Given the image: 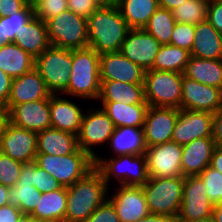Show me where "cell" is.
Returning <instances> with one entry per match:
<instances>
[{
  "label": "cell",
  "instance_id": "836d02e7",
  "mask_svg": "<svg viewBox=\"0 0 222 222\" xmlns=\"http://www.w3.org/2000/svg\"><path fill=\"white\" fill-rule=\"evenodd\" d=\"M190 56L186 49L171 44L161 45L151 69L183 74Z\"/></svg>",
  "mask_w": 222,
  "mask_h": 222
},
{
  "label": "cell",
  "instance_id": "4fadbf2b",
  "mask_svg": "<svg viewBox=\"0 0 222 222\" xmlns=\"http://www.w3.org/2000/svg\"><path fill=\"white\" fill-rule=\"evenodd\" d=\"M0 152L23 164L34 162L37 154V132L9 122L0 136Z\"/></svg>",
  "mask_w": 222,
  "mask_h": 222
},
{
  "label": "cell",
  "instance_id": "d6a6232c",
  "mask_svg": "<svg viewBox=\"0 0 222 222\" xmlns=\"http://www.w3.org/2000/svg\"><path fill=\"white\" fill-rule=\"evenodd\" d=\"M109 143L115 155L142 154L146 150L142 128H115Z\"/></svg>",
  "mask_w": 222,
  "mask_h": 222
},
{
  "label": "cell",
  "instance_id": "e575fe53",
  "mask_svg": "<svg viewBox=\"0 0 222 222\" xmlns=\"http://www.w3.org/2000/svg\"><path fill=\"white\" fill-rule=\"evenodd\" d=\"M34 16V8L27 4L21 11L14 15L0 17V46L15 41L20 30Z\"/></svg>",
  "mask_w": 222,
  "mask_h": 222
},
{
  "label": "cell",
  "instance_id": "d4e9b609",
  "mask_svg": "<svg viewBox=\"0 0 222 222\" xmlns=\"http://www.w3.org/2000/svg\"><path fill=\"white\" fill-rule=\"evenodd\" d=\"M79 149L77 135L55 128L37 132V153L68 155Z\"/></svg>",
  "mask_w": 222,
  "mask_h": 222
},
{
  "label": "cell",
  "instance_id": "11a10c76",
  "mask_svg": "<svg viewBox=\"0 0 222 222\" xmlns=\"http://www.w3.org/2000/svg\"><path fill=\"white\" fill-rule=\"evenodd\" d=\"M187 0H158L159 7L167 10H174L175 8L180 7Z\"/></svg>",
  "mask_w": 222,
  "mask_h": 222
},
{
  "label": "cell",
  "instance_id": "60d3db41",
  "mask_svg": "<svg viewBox=\"0 0 222 222\" xmlns=\"http://www.w3.org/2000/svg\"><path fill=\"white\" fill-rule=\"evenodd\" d=\"M24 164L0 152V183L7 187L17 184Z\"/></svg>",
  "mask_w": 222,
  "mask_h": 222
},
{
  "label": "cell",
  "instance_id": "5bb4252c",
  "mask_svg": "<svg viewBox=\"0 0 222 222\" xmlns=\"http://www.w3.org/2000/svg\"><path fill=\"white\" fill-rule=\"evenodd\" d=\"M178 108L149 106L143 125L146 148L172 141Z\"/></svg>",
  "mask_w": 222,
  "mask_h": 222
},
{
  "label": "cell",
  "instance_id": "4dcf8cb0",
  "mask_svg": "<svg viewBox=\"0 0 222 222\" xmlns=\"http://www.w3.org/2000/svg\"><path fill=\"white\" fill-rule=\"evenodd\" d=\"M183 75L207 86L222 89V59L210 60L190 56Z\"/></svg>",
  "mask_w": 222,
  "mask_h": 222
},
{
  "label": "cell",
  "instance_id": "9a60e30c",
  "mask_svg": "<svg viewBox=\"0 0 222 222\" xmlns=\"http://www.w3.org/2000/svg\"><path fill=\"white\" fill-rule=\"evenodd\" d=\"M180 109L214 114L222 109V89L207 86L183 75Z\"/></svg>",
  "mask_w": 222,
  "mask_h": 222
},
{
  "label": "cell",
  "instance_id": "f5cc1de1",
  "mask_svg": "<svg viewBox=\"0 0 222 222\" xmlns=\"http://www.w3.org/2000/svg\"><path fill=\"white\" fill-rule=\"evenodd\" d=\"M210 167L222 173V148L215 147L211 157Z\"/></svg>",
  "mask_w": 222,
  "mask_h": 222
},
{
  "label": "cell",
  "instance_id": "c3c4849f",
  "mask_svg": "<svg viewBox=\"0 0 222 222\" xmlns=\"http://www.w3.org/2000/svg\"><path fill=\"white\" fill-rule=\"evenodd\" d=\"M212 138L215 146L222 148V109L213 114Z\"/></svg>",
  "mask_w": 222,
  "mask_h": 222
},
{
  "label": "cell",
  "instance_id": "f6af8a7d",
  "mask_svg": "<svg viewBox=\"0 0 222 222\" xmlns=\"http://www.w3.org/2000/svg\"><path fill=\"white\" fill-rule=\"evenodd\" d=\"M67 4L68 10L86 19L101 7L96 0H67Z\"/></svg>",
  "mask_w": 222,
  "mask_h": 222
},
{
  "label": "cell",
  "instance_id": "681fc988",
  "mask_svg": "<svg viewBox=\"0 0 222 222\" xmlns=\"http://www.w3.org/2000/svg\"><path fill=\"white\" fill-rule=\"evenodd\" d=\"M12 78L0 69V102L7 104L11 92Z\"/></svg>",
  "mask_w": 222,
  "mask_h": 222
},
{
  "label": "cell",
  "instance_id": "bcb514c9",
  "mask_svg": "<svg viewBox=\"0 0 222 222\" xmlns=\"http://www.w3.org/2000/svg\"><path fill=\"white\" fill-rule=\"evenodd\" d=\"M207 21L222 34V0L209 1Z\"/></svg>",
  "mask_w": 222,
  "mask_h": 222
},
{
  "label": "cell",
  "instance_id": "3957f363",
  "mask_svg": "<svg viewBox=\"0 0 222 222\" xmlns=\"http://www.w3.org/2000/svg\"><path fill=\"white\" fill-rule=\"evenodd\" d=\"M70 83L62 93L97 100L100 94V55L92 48L72 50Z\"/></svg>",
  "mask_w": 222,
  "mask_h": 222
},
{
  "label": "cell",
  "instance_id": "680465c9",
  "mask_svg": "<svg viewBox=\"0 0 222 222\" xmlns=\"http://www.w3.org/2000/svg\"><path fill=\"white\" fill-rule=\"evenodd\" d=\"M17 222H45L39 219H35L31 214H23L17 220Z\"/></svg>",
  "mask_w": 222,
  "mask_h": 222
},
{
  "label": "cell",
  "instance_id": "277c9868",
  "mask_svg": "<svg viewBox=\"0 0 222 222\" xmlns=\"http://www.w3.org/2000/svg\"><path fill=\"white\" fill-rule=\"evenodd\" d=\"M34 163L63 187L71 186L95 167V160L80 148L62 156L37 153Z\"/></svg>",
  "mask_w": 222,
  "mask_h": 222
},
{
  "label": "cell",
  "instance_id": "9f6ffc18",
  "mask_svg": "<svg viewBox=\"0 0 222 222\" xmlns=\"http://www.w3.org/2000/svg\"><path fill=\"white\" fill-rule=\"evenodd\" d=\"M9 187L0 183V207L8 205Z\"/></svg>",
  "mask_w": 222,
  "mask_h": 222
},
{
  "label": "cell",
  "instance_id": "30bf717a",
  "mask_svg": "<svg viewBox=\"0 0 222 222\" xmlns=\"http://www.w3.org/2000/svg\"><path fill=\"white\" fill-rule=\"evenodd\" d=\"M83 114L80 131L77 135L78 147L96 160L99 156L91 149L93 146L110 142L115 126L106 112L100 109H88ZM91 112V113H90Z\"/></svg>",
  "mask_w": 222,
  "mask_h": 222
},
{
  "label": "cell",
  "instance_id": "91938a15",
  "mask_svg": "<svg viewBox=\"0 0 222 222\" xmlns=\"http://www.w3.org/2000/svg\"><path fill=\"white\" fill-rule=\"evenodd\" d=\"M100 6L117 5L118 0H96Z\"/></svg>",
  "mask_w": 222,
  "mask_h": 222
},
{
  "label": "cell",
  "instance_id": "f907efd6",
  "mask_svg": "<svg viewBox=\"0 0 222 222\" xmlns=\"http://www.w3.org/2000/svg\"><path fill=\"white\" fill-rule=\"evenodd\" d=\"M22 212L17 207L5 205L0 207V222H17Z\"/></svg>",
  "mask_w": 222,
  "mask_h": 222
},
{
  "label": "cell",
  "instance_id": "8992f818",
  "mask_svg": "<svg viewBox=\"0 0 222 222\" xmlns=\"http://www.w3.org/2000/svg\"><path fill=\"white\" fill-rule=\"evenodd\" d=\"M184 177H149L142 186L150 214L177 218L183 195Z\"/></svg>",
  "mask_w": 222,
  "mask_h": 222
},
{
  "label": "cell",
  "instance_id": "ab89813d",
  "mask_svg": "<svg viewBox=\"0 0 222 222\" xmlns=\"http://www.w3.org/2000/svg\"><path fill=\"white\" fill-rule=\"evenodd\" d=\"M206 187V194L210 201L215 205L222 201V173L206 167L199 175Z\"/></svg>",
  "mask_w": 222,
  "mask_h": 222
},
{
  "label": "cell",
  "instance_id": "6da1fadb",
  "mask_svg": "<svg viewBox=\"0 0 222 222\" xmlns=\"http://www.w3.org/2000/svg\"><path fill=\"white\" fill-rule=\"evenodd\" d=\"M88 47L99 55L120 51L129 25L117 5L101 6L87 18Z\"/></svg>",
  "mask_w": 222,
  "mask_h": 222
},
{
  "label": "cell",
  "instance_id": "816d5d0a",
  "mask_svg": "<svg viewBox=\"0 0 222 222\" xmlns=\"http://www.w3.org/2000/svg\"><path fill=\"white\" fill-rule=\"evenodd\" d=\"M10 122L9 108L6 104L0 102V136Z\"/></svg>",
  "mask_w": 222,
  "mask_h": 222
},
{
  "label": "cell",
  "instance_id": "52a82bcc",
  "mask_svg": "<svg viewBox=\"0 0 222 222\" xmlns=\"http://www.w3.org/2000/svg\"><path fill=\"white\" fill-rule=\"evenodd\" d=\"M45 23L50 45L70 50L88 47L86 18L66 10Z\"/></svg>",
  "mask_w": 222,
  "mask_h": 222
},
{
  "label": "cell",
  "instance_id": "5b68a950",
  "mask_svg": "<svg viewBox=\"0 0 222 222\" xmlns=\"http://www.w3.org/2000/svg\"><path fill=\"white\" fill-rule=\"evenodd\" d=\"M95 167L101 172L107 186L116 178L120 185L144 186L148 180L147 160L145 153L114 155L113 158L95 160Z\"/></svg>",
  "mask_w": 222,
  "mask_h": 222
},
{
  "label": "cell",
  "instance_id": "83f0119b",
  "mask_svg": "<svg viewBox=\"0 0 222 222\" xmlns=\"http://www.w3.org/2000/svg\"><path fill=\"white\" fill-rule=\"evenodd\" d=\"M67 208L66 187L42 193L31 215L45 222H64Z\"/></svg>",
  "mask_w": 222,
  "mask_h": 222
},
{
  "label": "cell",
  "instance_id": "6f0895ef",
  "mask_svg": "<svg viewBox=\"0 0 222 222\" xmlns=\"http://www.w3.org/2000/svg\"><path fill=\"white\" fill-rule=\"evenodd\" d=\"M212 218L214 222H222V201L214 205Z\"/></svg>",
  "mask_w": 222,
  "mask_h": 222
},
{
  "label": "cell",
  "instance_id": "8d00e7d4",
  "mask_svg": "<svg viewBox=\"0 0 222 222\" xmlns=\"http://www.w3.org/2000/svg\"><path fill=\"white\" fill-rule=\"evenodd\" d=\"M176 24L172 11L158 8L143 28L161 45L170 44L173 28Z\"/></svg>",
  "mask_w": 222,
  "mask_h": 222
},
{
  "label": "cell",
  "instance_id": "7a4b0ae2",
  "mask_svg": "<svg viewBox=\"0 0 222 222\" xmlns=\"http://www.w3.org/2000/svg\"><path fill=\"white\" fill-rule=\"evenodd\" d=\"M108 188L96 167L66 187L67 208L64 222H85L90 214L108 199Z\"/></svg>",
  "mask_w": 222,
  "mask_h": 222
},
{
  "label": "cell",
  "instance_id": "7c38bea8",
  "mask_svg": "<svg viewBox=\"0 0 222 222\" xmlns=\"http://www.w3.org/2000/svg\"><path fill=\"white\" fill-rule=\"evenodd\" d=\"M149 177H183L182 146L174 141L147 147L145 150Z\"/></svg>",
  "mask_w": 222,
  "mask_h": 222
},
{
  "label": "cell",
  "instance_id": "7dc6e473",
  "mask_svg": "<svg viewBox=\"0 0 222 222\" xmlns=\"http://www.w3.org/2000/svg\"><path fill=\"white\" fill-rule=\"evenodd\" d=\"M26 5L23 0H0V17L14 15Z\"/></svg>",
  "mask_w": 222,
  "mask_h": 222
},
{
  "label": "cell",
  "instance_id": "f546056e",
  "mask_svg": "<svg viewBox=\"0 0 222 222\" xmlns=\"http://www.w3.org/2000/svg\"><path fill=\"white\" fill-rule=\"evenodd\" d=\"M35 68V58L18 47L14 42L0 48V69L12 79Z\"/></svg>",
  "mask_w": 222,
  "mask_h": 222
},
{
  "label": "cell",
  "instance_id": "ba28073f",
  "mask_svg": "<svg viewBox=\"0 0 222 222\" xmlns=\"http://www.w3.org/2000/svg\"><path fill=\"white\" fill-rule=\"evenodd\" d=\"M183 74L172 71L146 70L144 97L149 106L180 109Z\"/></svg>",
  "mask_w": 222,
  "mask_h": 222
},
{
  "label": "cell",
  "instance_id": "1f68e13d",
  "mask_svg": "<svg viewBox=\"0 0 222 222\" xmlns=\"http://www.w3.org/2000/svg\"><path fill=\"white\" fill-rule=\"evenodd\" d=\"M117 7L131 29H143L159 8L158 0H118Z\"/></svg>",
  "mask_w": 222,
  "mask_h": 222
},
{
  "label": "cell",
  "instance_id": "94428289",
  "mask_svg": "<svg viewBox=\"0 0 222 222\" xmlns=\"http://www.w3.org/2000/svg\"><path fill=\"white\" fill-rule=\"evenodd\" d=\"M189 222H214L213 218H207V219H203V220H197V221H189Z\"/></svg>",
  "mask_w": 222,
  "mask_h": 222
},
{
  "label": "cell",
  "instance_id": "2e32d148",
  "mask_svg": "<svg viewBox=\"0 0 222 222\" xmlns=\"http://www.w3.org/2000/svg\"><path fill=\"white\" fill-rule=\"evenodd\" d=\"M212 125V113L178 109L172 141L184 146L198 138L212 137Z\"/></svg>",
  "mask_w": 222,
  "mask_h": 222
},
{
  "label": "cell",
  "instance_id": "cb8c5ba5",
  "mask_svg": "<svg viewBox=\"0 0 222 222\" xmlns=\"http://www.w3.org/2000/svg\"><path fill=\"white\" fill-rule=\"evenodd\" d=\"M190 55L201 59H222V34L207 21L195 25Z\"/></svg>",
  "mask_w": 222,
  "mask_h": 222
},
{
  "label": "cell",
  "instance_id": "e0dca14e",
  "mask_svg": "<svg viewBox=\"0 0 222 222\" xmlns=\"http://www.w3.org/2000/svg\"><path fill=\"white\" fill-rule=\"evenodd\" d=\"M146 71L120 51L100 55V80L144 85Z\"/></svg>",
  "mask_w": 222,
  "mask_h": 222
},
{
  "label": "cell",
  "instance_id": "603a6c76",
  "mask_svg": "<svg viewBox=\"0 0 222 222\" xmlns=\"http://www.w3.org/2000/svg\"><path fill=\"white\" fill-rule=\"evenodd\" d=\"M51 128L78 135L81 127L83 110L73 101L59 98L52 94L49 98ZM81 108V109H80Z\"/></svg>",
  "mask_w": 222,
  "mask_h": 222
},
{
  "label": "cell",
  "instance_id": "ffe728a7",
  "mask_svg": "<svg viewBox=\"0 0 222 222\" xmlns=\"http://www.w3.org/2000/svg\"><path fill=\"white\" fill-rule=\"evenodd\" d=\"M9 116L10 122L20 128L35 132L51 128L49 99L15 105Z\"/></svg>",
  "mask_w": 222,
  "mask_h": 222
},
{
  "label": "cell",
  "instance_id": "7bdbcfd3",
  "mask_svg": "<svg viewBox=\"0 0 222 222\" xmlns=\"http://www.w3.org/2000/svg\"><path fill=\"white\" fill-rule=\"evenodd\" d=\"M195 37V25L176 22L170 44L191 52Z\"/></svg>",
  "mask_w": 222,
  "mask_h": 222
},
{
  "label": "cell",
  "instance_id": "d6986e66",
  "mask_svg": "<svg viewBox=\"0 0 222 222\" xmlns=\"http://www.w3.org/2000/svg\"><path fill=\"white\" fill-rule=\"evenodd\" d=\"M108 199L112 202L120 222H139L150 215L142 186L119 185Z\"/></svg>",
  "mask_w": 222,
  "mask_h": 222
},
{
  "label": "cell",
  "instance_id": "f1b7e54d",
  "mask_svg": "<svg viewBox=\"0 0 222 222\" xmlns=\"http://www.w3.org/2000/svg\"><path fill=\"white\" fill-rule=\"evenodd\" d=\"M102 109L113 121L115 128H143L148 104L125 105L118 102H101Z\"/></svg>",
  "mask_w": 222,
  "mask_h": 222
},
{
  "label": "cell",
  "instance_id": "f35d334b",
  "mask_svg": "<svg viewBox=\"0 0 222 222\" xmlns=\"http://www.w3.org/2000/svg\"><path fill=\"white\" fill-rule=\"evenodd\" d=\"M209 0H187L180 7L172 10L178 23L197 25L207 20Z\"/></svg>",
  "mask_w": 222,
  "mask_h": 222
},
{
  "label": "cell",
  "instance_id": "ee69618b",
  "mask_svg": "<svg viewBox=\"0 0 222 222\" xmlns=\"http://www.w3.org/2000/svg\"><path fill=\"white\" fill-rule=\"evenodd\" d=\"M85 222H120V220L112 202L106 199Z\"/></svg>",
  "mask_w": 222,
  "mask_h": 222
},
{
  "label": "cell",
  "instance_id": "d590c367",
  "mask_svg": "<svg viewBox=\"0 0 222 222\" xmlns=\"http://www.w3.org/2000/svg\"><path fill=\"white\" fill-rule=\"evenodd\" d=\"M17 184H33L41 193L60 189L62 185L34 162L24 164Z\"/></svg>",
  "mask_w": 222,
  "mask_h": 222
},
{
  "label": "cell",
  "instance_id": "db71d44e",
  "mask_svg": "<svg viewBox=\"0 0 222 222\" xmlns=\"http://www.w3.org/2000/svg\"><path fill=\"white\" fill-rule=\"evenodd\" d=\"M139 222H177V218L167 215L150 214Z\"/></svg>",
  "mask_w": 222,
  "mask_h": 222
},
{
  "label": "cell",
  "instance_id": "44dd1931",
  "mask_svg": "<svg viewBox=\"0 0 222 222\" xmlns=\"http://www.w3.org/2000/svg\"><path fill=\"white\" fill-rule=\"evenodd\" d=\"M51 95L39 72L34 68L30 72L12 79L11 92L6 105L10 110L21 103L49 99Z\"/></svg>",
  "mask_w": 222,
  "mask_h": 222
},
{
  "label": "cell",
  "instance_id": "ac0fdd59",
  "mask_svg": "<svg viewBox=\"0 0 222 222\" xmlns=\"http://www.w3.org/2000/svg\"><path fill=\"white\" fill-rule=\"evenodd\" d=\"M161 44L145 29H130L120 52L145 71L152 68Z\"/></svg>",
  "mask_w": 222,
  "mask_h": 222
},
{
  "label": "cell",
  "instance_id": "484cf974",
  "mask_svg": "<svg viewBox=\"0 0 222 222\" xmlns=\"http://www.w3.org/2000/svg\"><path fill=\"white\" fill-rule=\"evenodd\" d=\"M14 43L34 58L41 55L50 46L46 23L33 16L20 30Z\"/></svg>",
  "mask_w": 222,
  "mask_h": 222
},
{
  "label": "cell",
  "instance_id": "9c48e42d",
  "mask_svg": "<svg viewBox=\"0 0 222 222\" xmlns=\"http://www.w3.org/2000/svg\"><path fill=\"white\" fill-rule=\"evenodd\" d=\"M72 68V50L50 45L41 55L35 58V69L44 80L51 94L62 93L70 83Z\"/></svg>",
  "mask_w": 222,
  "mask_h": 222
},
{
  "label": "cell",
  "instance_id": "8fae6325",
  "mask_svg": "<svg viewBox=\"0 0 222 222\" xmlns=\"http://www.w3.org/2000/svg\"><path fill=\"white\" fill-rule=\"evenodd\" d=\"M214 204L206 194L203 180L198 176L184 177L183 195L177 222L211 218Z\"/></svg>",
  "mask_w": 222,
  "mask_h": 222
},
{
  "label": "cell",
  "instance_id": "7402d4cb",
  "mask_svg": "<svg viewBox=\"0 0 222 222\" xmlns=\"http://www.w3.org/2000/svg\"><path fill=\"white\" fill-rule=\"evenodd\" d=\"M212 137L198 138L182 146L181 169L183 177L199 175L210 166L215 149Z\"/></svg>",
  "mask_w": 222,
  "mask_h": 222
},
{
  "label": "cell",
  "instance_id": "b9f144b4",
  "mask_svg": "<svg viewBox=\"0 0 222 222\" xmlns=\"http://www.w3.org/2000/svg\"><path fill=\"white\" fill-rule=\"evenodd\" d=\"M33 8L34 16L46 22L68 10V4L67 0H37Z\"/></svg>",
  "mask_w": 222,
  "mask_h": 222
},
{
  "label": "cell",
  "instance_id": "4316f807",
  "mask_svg": "<svg viewBox=\"0 0 222 222\" xmlns=\"http://www.w3.org/2000/svg\"><path fill=\"white\" fill-rule=\"evenodd\" d=\"M98 100L118 102L125 105L148 104L144 97V85L120 81H101Z\"/></svg>",
  "mask_w": 222,
  "mask_h": 222
},
{
  "label": "cell",
  "instance_id": "6125c7cd",
  "mask_svg": "<svg viewBox=\"0 0 222 222\" xmlns=\"http://www.w3.org/2000/svg\"><path fill=\"white\" fill-rule=\"evenodd\" d=\"M26 4H29V5H34L36 3L37 0H23Z\"/></svg>",
  "mask_w": 222,
  "mask_h": 222
},
{
  "label": "cell",
  "instance_id": "74e56055",
  "mask_svg": "<svg viewBox=\"0 0 222 222\" xmlns=\"http://www.w3.org/2000/svg\"><path fill=\"white\" fill-rule=\"evenodd\" d=\"M41 195L33 184H16L9 187L8 205L17 207L23 214H31Z\"/></svg>",
  "mask_w": 222,
  "mask_h": 222
}]
</instances>
